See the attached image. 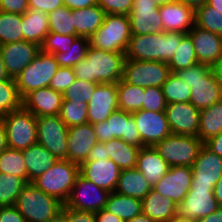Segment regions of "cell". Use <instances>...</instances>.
I'll list each match as a JSON object with an SVG mask.
<instances>
[{
  "label": "cell",
  "instance_id": "obj_1",
  "mask_svg": "<svg viewBox=\"0 0 222 222\" xmlns=\"http://www.w3.org/2000/svg\"><path fill=\"white\" fill-rule=\"evenodd\" d=\"M124 53L90 46L87 55L73 69L76 78L95 83H118L123 78Z\"/></svg>",
  "mask_w": 222,
  "mask_h": 222
},
{
  "label": "cell",
  "instance_id": "obj_2",
  "mask_svg": "<svg viewBox=\"0 0 222 222\" xmlns=\"http://www.w3.org/2000/svg\"><path fill=\"white\" fill-rule=\"evenodd\" d=\"M185 35L182 32L164 31L145 35L131 34L125 57L132 60L169 63Z\"/></svg>",
  "mask_w": 222,
  "mask_h": 222
},
{
  "label": "cell",
  "instance_id": "obj_3",
  "mask_svg": "<svg viewBox=\"0 0 222 222\" xmlns=\"http://www.w3.org/2000/svg\"><path fill=\"white\" fill-rule=\"evenodd\" d=\"M191 89L189 102L202 110L222 101V87L219 85L212 66L197 63L187 69L175 72Z\"/></svg>",
  "mask_w": 222,
  "mask_h": 222
},
{
  "label": "cell",
  "instance_id": "obj_4",
  "mask_svg": "<svg viewBox=\"0 0 222 222\" xmlns=\"http://www.w3.org/2000/svg\"><path fill=\"white\" fill-rule=\"evenodd\" d=\"M63 203L28 183L17 197L15 207L26 222H50L62 212Z\"/></svg>",
  "mask_w": 222,
  "mask_h": 222
},
{
  "label": "cell",
  "instance_id": "obj_5",
  "mask_svg": "<svg viewBox=\"0 0 222 222\" xmlns=\"http://www.w3.org/2000/svg\"><path fill=\"white\" fill-rule=\"evenodd\" d=\"M79 174L80 165L68 159H59L32 183L65 204Z\"/></svg>",
  "mask_w": 222,
  "mask_h": 222
},
{
  "label": "cell",
  "instance_id": "obj_6",
  "mask_svg": "<svg viewBox=\"0 0 222 222\" xmlns=\"http://www.w3.org/2000/svg\"><path fill=\"white\" fill-rule=\"evenodd\" d=\"M131 38L128 15L106 14L103 24L89 38L96 49L126 53Z\"/></svg>",
  "mask_w": 222,
  "mask_h": 222
},
{
  "label": "cell",
  "instance_id": "obj_7",
  "mask_svg": "<svg viewBox=\"0 0 222 222\" xmlns=\"http://www.w3.org/2000/svg\"><path fill=\"white\" fill-rule=\"evenodd\" d=\"M59 63L53 54L40 51L24 70L15 78L20 97L40 88L48 87L56 74Z\"/></svg>",
  "mask_w": 222,
  "mask_h": 222
},
{
  "label": "cell",
  "instance_id": "obj_8",
  "mask_svg": "<svg viewBox=\"0 0 222 222\" xmlns=\"http://www.w3.org/2000/svg\"><path fill=\"white\" fill-rule=\"evenodd\" d=\"M203 145L198 137L171 134L153 147L170 167H174L192 166Z\"/></svg>",
  "mask_w": 222,
  "mask_h": 222
},
{
  "label": "cell",
  "instance_id": "obj_9",
  "mask_svg": "<svg viewBox=\"0 0 222 222\" xmlns=\"http://www.w3.org/2000/svg\"><path fill=\"white\" fill-rule=\"evenodd\" d=\"M8 148L24 150L37 143L36 117L23 106L2 117Z\"/></svg>",
  "mask_w": 222,
  "mask_h": 222
},
{
  "label": "cell",
  "instance_id": "obj_10",
  "mask_svg": "<svg viewBox=\"0 0 222 222\" xmlns=\"http://www.w3.org/2000/svg\"><path fill=\"white\" fill-rule=\"evenodd\" d=\"M97 140L105 143L111 139H122L128 144L142 147V140L131 113L124 110L114 111L109 118L93 125Z\"/></svg>",
  "mask_w": 222,
  "mask_h": 222
},
{
  "label": "cell",
  "instance_id": "obj_11",
  "mask_svg": "<svg viewBox=\"0 0 222 222\" xmlns=\"http://www.w3.org/2000/svg\"><path fill=\"white\" fill-rule=\"evenodd\" d=\"M170 74L168 63L126 59L122 79L142 88L153 86L161 88Z\"/></svg>",
  "mask_w": 222,
  "mask_h": 222
},
{
  "label": "cell",
  "instance_id": "obj_12",
  "mask_svg": "<svg viewBox=\"0 0 222 222\" xmlns=\"http://www.w3.org/2000/svg\"><path fill=\"white\" fill-rule=\"evenodd\" d=\"M37 143L58 160L68 159V127L58 115L36 117Z\"/></svg>",
  "mask_w": 222,
  "mask_h": 222
},
{
  "label": "cell",
  "instance_id": "obj_13",
  "mask_svg": "<svg viewBox=\"0 0 222 222\" xmlns=\"http://www.w3.org/2000/svg\"><path fill=\"white\" fill-rule=\"evenodd\" d=\"M109 195L110 192L99 188L79 174L64 205L67 208L96 213L105 208Z\"/></svg>",
  "mask_w": 222,
  "mask_h": 222
},
{
  "label": "cell",
  "instance_id": "obj_14",
  "mask_svg": "<svg viewBox=\"0 0 222 222\" xmlns=\"http://www.w3.org/2000/svg\"><path fill=\"white\" fill-rule=\"evenodd\" d=\"M128 18L131 34L145 35L164 31L159 6L153 0H133Z\"/></svg>",
  "mask_w": 222,
  "mask_h": 222
},
{
  "label": "cell",
  "instance_id": "obj_15",
  "mask_svg": "<svg viewBox=\"0 0 222 222\" xmlns=\"http://www.w3.org/2000/svg\"><path fill=\"white\" fill-rule=\"evenodd\" d=\"M193 179L191 166L170 167L162 179L152 189L163 197L172 199L179 205L188 194Z\"/></svg>",
  "mask_w": 222,
  "mask_h": 222
},
{
  "label": "cell",
  "instance_id": "obj_16",
  "mask_svg": "<svg viewBox=\"0 0 222 222\" xmlns=\"http://www.w3.org/2000/svg\"><path fill=\"white\" fill-rule=\"evenodd\" d=\"M41 51L40 45L19 41L0 45V55L10 78H16Z\"/></svg>",
  "mask_w": 222,
  "mask_h": 222
},
{
  "label": "cell",
  "instance_id": "obj_17",
  "mask_svg": "<svg viewBox=\"0 0 222 222\" xmlns=\"http://www.w3.org/2000/svg\"><path fill=\"white\" fill-rule=\"evenodd\" d=\"M139 131L142 147L154 146L172 133L165 112L139 110L131 113Z\"/></svg>",
  "mask_w": 222,
  "mask_h": 222
},
{
  "label": "cell",
  "instance_id": "obj_18",
  "mask_svg": "<svg viewBox=\"0 0 222 222\" xmlns=\"http://www.w3.org/2000/svg\"><path fill=\"white\" fill-rule=\"evenodd\" d=\"M164 112L172 134L198 137L200 110L190 102L167 104Z\"/></svg>",
  "mask_w": 222,
  "mask_h": 222
},
{
  "label": "cell",
  "instance_id": "obj_19",
  "mask_svg": "<svg viewBox=\"0 0 222 222\" xmlns=\"http://www.w3.org/2000/svg\"><path fill=\"white\" fill-rule=\"evenodd\" d=\"M213 191L214 188L191 187L178 205V214L196 221L210 215L219 207Z\"/></svg>",
  "mask_w": 222,
  "mask_h": 222
},
{
  "label": "cell",
  "instance_id": "obj_20",
  "mask_svg": "<svg viewBox=\"0 0 222 222\" xmlns=\"http://www.w3.org/2000/svg\"><path fill=\"white\" fill-rule=\"evenodd\" d=\"M191 167L193 171L191 187L214 188L222 176V157L203 145Z\"/></svg>",
  "mask_w": 222,
  "mask_h": 222
},
{
  "label": "cell",
  "instance_id": "obj_21",
  "mask_svg": "<svg viewBox=\"0 0 222 222\" xmlns=\"http://www.w3.org/2000/svg\"><path fill=\"white\" fill-rule=\"evenodd\" d=\"M118 109L117 84L99 83L88 103V123L104 122Z\"/></svg>",
  "mask_w": 222,
  "mask_h": 222
},
{
  "label": "cell",
  "instance_id": "obj_22",
  "mask_svg": "<svg viewBox=\"0 0 222 222\" xmlns=\"http://www.w3.org/2000/svg\"><path fill=\"white\" fill-rule=\"evenodd\" d=\"M164 32L187 34L195 26V9L179 1L159 6Z\"/></svg>",
  "mask_w": 222,
  "mask_h": 222
},
{
  "label": "cell",
  "instance_id": "obj_23",
  "mask_svg": "<svg viewBox=\"0 0 222 222\" xmlns=\"http://www.w3.org/2000/svg\"><path fill=\"white\" fill-rule=\"evenodd\" d=\"M121 169L109 158L85 161L80 165V174L99 188L114 192Z\"/></svg>",
  "mask_w": 222,
  "mask_h": 222
},
{
  "label": "cell",
  "instance_id": "obj_24",
  "mask_svg": "<svg viewBox=\"0 0 222 222\" xmlns=\"http://www.w3.org/2000/svg\"><path fill=\"white\" fill-rule=\"evenodd\" d=\"M98 143L90 123L68 128V160L81 165L88 159L90 150Z\"/></svg>",
  "mask_w": 222,
  "mask_h": 222
},
{
  "label": "cell",
  "instance_id": "obj_25",
  "mask_svg": "<svg viewBox=\"0 0 222 222\" xmlns=\"http://www.w3.org/2000/svg\"><path fill=\"white\" fill-rule=\"evenodd\" d=\"M63 96L52 88L44 87L28 93L22 99V106L35 117L59 115Z\"/></svg>",
  "mask_w": 222,
  "mask_h": 222
},
{
  "label": "cell",
  "instance_id": "obj_26",
  "mask_svg": "<svg viewBox=\"0 0 222 222\" xmlns=\"http://www.w3.org/2000/svg\"><path fill=\"white\" fill-rule=\"evenodd\" d=\"M194 44L198 63L212 66L222 55V36L194 26L187 33Z\"/></svg>",
  "mask_w": 222,
  "mask_h": 222
},
{
  "label": "cell",
  "instance_id": "obj_27",
  "mask_svg": "<svg viewBox=\"0 0 222 222\" xmlns=\"http://www.w3.org/2000/svg\"><path fill=\"white\" fill-rule=\"evenodd\" d=\"M136 168L153 187L167 173L170 166L154 147L144 146L139 150Z\"/></svg>",
  "mask_w": 222,
  "mask_h": 222
},
{
  "label": "cell",
  "instance_id": "obj_28",
  "mask_svg": "<svg viewBox=\"0 0 222 222\" xmlns=\"http://www.w3.org/2000/svg\"><path fill=\"white\" fill-rule=\"evenodd\" d=\"M22 156L27 168L28 183H32L58 160L39 143L30 145L27 149L22 150Z\"/></svg>",
  "mask_w": 222,
  "mask_h": 222
},
{
  "label": "cell",
  "instance_id": "obj_29",
  "mask_svg": "<svg viewBox=\"0 0 222 222\" xmlns=\"http://www.w3.org/2000/svg\"><path fill=\"white\" fill-rule=\"evenodd\" d=\"M142 213L157 222H168L178 213V205L172 199L151 191L141 200Z\"/></svg>",
  "mask_w": 222,
  "mask_h": 222
},
{
  "label": "cell",
  "instance_id": "obj_30",
  "mask_svg": "<svg viewBox=\"0 0 222 222\" xmlns=\"http://www.w3.org/2000/svg\"><path fill=\"white\" fill-rule=\"evenodd\" d=\"M152 189V186L137 169L120 171L117 186L114 192L142 200Z\"/></svg>",
  "mask_w": 222,
  "mask_h": 222
},
{
  "label": "cell",
  "instance_id": "obj_31",
  "mask_svg": "<svg viewBox=\"0 0 222 222\" xmlns=\"http://www.w3.org/2000/svg\"><path fill=\"white\" fill-rule=\"evenodd\" d=\"M106 13L93 5L83 9H73L75 35L90 38L103 24Z\"/></svg>",
  "mask_w": 222,
  "mask_h": 222
},
{
  "label": "cell",
  "instance_id": "obj_32",
  "mask_svg": "<svg viewBox=\"0 0 222 222\" xmlns=\"http://www.w3.org/2000/svg\"><path fill=\"white\" fill-rule=\"evenodd\" d=\"M23 40L42 45L49 33L48 14L29 9L22 15Z\"/></svg>",
  "mask_w": 222,
  "mask_h": 222
},
{
  "label": "cell",
  "instance_id": "obj_33",
  "mask_svg": "<svg viewBox=\"0 0 222 222\" xmlns=\"http://www.w3.org/2000/svg\"><path fill=\"white\" fill-rule=\"evenodd\" d=\"M104 144L109 158L121 170L136 168L137 156L141 147L128 144L122 139H111Z\"/></svg>",
  "mask_w": 222,
  "mask_h": 222
},
{
  "label": "cell",
  "instance_id": "obj_34",
  "mask_svg": "<svg viewBox=\"0 0 222 222\" xmlns=\"http://www.w3.org/2000/svg\"><path fill=\"white\" fill-rule=\"evenodd\" d=\"M104 209L128 222L135 216L142 214V203L138 198L111 192Z\"/></svg>",
  "mask_w": 222,
  "mask_h": 222
},
{
  "label": "cell",
  "instance_id": "obj_35",
  "mask_svg": "<svg viewBox=\"0 0 222 222\" xmlns=\"http://www.w3.org/2000/svg\"><path fill=\"white\" fill-rule=\"evenodd\" d=\"M222 132V101L200 110L198 138L205 143Z\"/></svg>",
  "mask_w": 222,
  "mask_h": 222
},
{
  "label": "cell",
  "instance_id": "obj_36",
  "mask_svg": "<svg viewBox=\"0 0 222 222\" xmlns=\"http://www.w3.org/2000/svg\"><path fill=\"white\" fill-rule=\"evenodd\" d=\"M117 84L118 108L133 113L142 109L145 88L131 85L121 79Z\"/></svg>",
  "mask_w": 222,
  "mask_h": 222
},
{
  "label": "cell",
  "instance_id": "obj_37",
  "mask_svg": "<svg viewBox=\"0 0 222 222\" xmlns=\"http://www.w3.org/2000/svg\"><path fill=\"white\" fill-rule=\"evenodd\" d=\"M22 15L0 11V45L23 41Z\"/></svg>",
  "mask_w": 222,
  "mask_h": 222
},
{
  "label": "cell",
  "instance_id": "obj_38",
  "mask_svg": "<svg viewBox=\"0 0 222 222\" xmlns=\"http://www.w3.org/2000/svg\"><path fill=\"white\" fill-rule=\"evenodd\" d=\"M197 56L194 49V44L191 37L186 34L168 63L171 73L187 69L197 64Z\"/></svg>",
  "mask_w": 222,
  "mask_h": 222
},
{
  "label": "cell",
  "instance_id": "obj_39",
  "mask_svg": "<svg viewBox=\"0 0 222 222\" xmlns=\"http://www.w3.org/2000/svg\"><path fill=\"white\" fill-rule=\"evenodd\" d=\"M28 182L15 175L0 172V206H14Z\"/></svg>",
  "mask_w": 222,
  "mask_h": 222
},
{
  "label": "cell",
  "instance_id": "obj_40",
  "mask_svg": "<svg viewBox=\"0 0 222 222\" xmlns=\"http://www.w3.org/2000/svg\"><path fill=\"white\" fill-rule=\"evenodd\" d=\"M69 127L88 123V103L84 101H62L58 115Z\"/></svg>",
  "mask_w": 222,
  "mask_h": 222
},
{
  "label": "cell",
  "instance_id": "obj_41",
  "mask_svg": "<svg viewBox=\"0 0 222 222\" xmlns=\"http://www.w3.org/2000/svg\"><path fill=\"white\" fill-rule=\"evenodd\" d=\"M89 47V38L77 36L71 47L65 49V52L55 53L54 56L60 67L73 68L86 57Z\"/></svg>",
  "mask_w": 222,
  "mask_h": 222
},
{
  "label": "cell",
  "instance_id": "obj_42",
  "mask_svg": "<svg viewBox=\"0 0 222 222\" xmlns=\"http://www.w3.org/2000/svg\"><path fill=\"white\" fill-rule=\"evenodd\" d=\"M49 32L60 35H75L73 9L63 5L48 13Z\"/></svg>",
  "mask_w": 222,
  "mask_h": 222
},
{
  "label": "cell",
  "instance_id": "obj_43",
  "mask_svg": "<svg viewBox=\"0 0 222 222\" xmlns=\"http://www.w3.org/2000/svg\"><path fill=\"white\" fill-rule=\"evenodd\" d=\"M166 103H186L190 100L191 89L175 73H171L161 86Z\"/></svg>",
  "mask_w": 222,
  "mask_h": 222
},
{
  "label": "cell",
  "instance_id": "obj_44",
  "mask_svg": "<svg viewBox=\"0 0 222 222\" xmlns=\"http://www.w3.org/2000/svg\"><path fill=\"white\" fill-rule=\"evenodd\" d=\"M0 172L22 177L27 181V168L22 150L6 148L0 153Z\"/></svg>",
  "mask_w": 222,
  "mask_h": 222
},
{
  "label": "cell",
  "instance_id": "obj_45",
  "mask_svg": "<svg viewBox=\"0 0 222 222\" xmlns=\"http://www.w3.org/2000/svg\"><path fill=\"white\" fill-rule=\"evenodd\" d=\"M22 106L14 78L0 81V118Z\"/></svg>",
  "mask_w": 222,
  "mask_h": 222
},
{
  "label": "cell",
  "instance_id": "obj_46",
  "mask_svg": "<svg viewBox=\"0 0 222 222\" xmlns=\"http://www.w3.org/2000/svg\"><path fill=\"white\" fill-rule=\"evenodd\" d=\"M195 26L222 36V13L205 3L195 9Z\"/></svg>",
  "mask_w": 222,
  "mask_h": 222
},
{
  "label": "cell",
  "instance_id": "obj_47",
  "mask_svg": "<svg viewBox=\"0 0 222 222\" xmlns=\"http://www.w3.org/2000/svg\"><path fill=\"white\" fill-rule=\"evenodd\" d=\"M98 84L76 78L74 83L62 93L63 101H84L89 103Z\"/></svg>",
  "mask_w": 222,
  "mask_h": 222
},
{
  "label": "cell",
  "instance_id": "obj_48",
  "mask_svg": "<svg viewBox=\"0 0 222 222\" xmlns=\"http://www.w3.org/2000/svg\"><path fill=\"white\" fill-rule=\"evenodd\" d=\"M77 35H60L49 32L42 43L41 51L48 54L65 52V49L71 47Z\"/></svg>",
  "mask_w": 222,
  "mask_h": 222
},
{
  "label": "cell",
  "instance_id": "obj_49",
  "mask_svg": "<svg viewBox=\"0 0 222 222\" xmlns=\"http://www.w3.org/2000/svg\"><path fill=\"white\" fill-rule=\"evenodd\" d=\"M142 109L151 112H164L167 106L165 97L160 87H146Z\"/></svg>",
  "mask_w": 222,
  "mask_h": 222
},
{
  "label": "cell",
  "instance_id": "obj_50",
  "mask_svg": "<svg viewBox=\"0 0 222 222\" xmlns=\"http://www.w3.org/2000/svg\"><path fill=\"white\" fill-rule=\"evenodd\" d=\"M76 79L74 69L71 67H59L56 74L51 79L49 87L53 90L63 93Z\"/></svg>",
  "mask_w": 222,
  "mask_h": 222
},
{
  "label": "cell",
  "instance_id": "obj_51",
  "mask_svg": "<svg viewBox=\"0 0 222 222\" xmlns=\"http://www.w3.org/2000/svg\"><path fill=\"white\" fill-rule=\"evenodd\" d=\"M97 4L106 14L128 15L133 0H98Z\"/></svg>",
  "mask_w": 222,
  "mask_h": 222
},
{
  "label": "cell",
  "instance_id": "obj_52",
  "mask_svg": "<svg viewBox=\"0 0 222 222\" xmlns=\"http://www.w3.org/2000/svg\"><path fill=\"white\" fill-rule=\"evenodd\" d=\"M62 212L66 215L68 222H97L93 212L79 211L67 208L65 205H63Z\"/></svg>",
  "mask_w": 222,
  "mask_h": 222
},
{
  "label": "cell",
  "instance_id": "obj_53",
  "mask_svg": "<svg viewBox=\"0 0 222 222\" xmlns=\"http://www.w3.org/2000/svg\"><path fill=\"white\" fill-rule=\"evenodd\" d=\"M29 10L28 0H0V11L24 14Z\"/></svg>",
  "mask_w": 222,
  "mask_h": 222
},
{
  "label": "cell",
  "instance_id": "obj_54",
  "mask_svg": "<svg viewBox=\"0 0 222 222\" xmlns=\"http://www.w3.org/2000/svg\"><path fill=\"white\" fill-rule=\"evenodd\" d=\"M29 9L49 13L64 5L63 0H28Z\"/></svg>",
  "mask_w": 222,
  "mask_h": 222
},
{
  "label": "cell",
  "instance_id": "obj_55",
  "mask_svg": "<svg viewBox=\"0 0 222 222\" xmlns=\"http://www.w3.org/2000/svg\"><path fill=\"white\" fill-rule=\"evenodd\" d=\"M0 222H26L15 206H0Z\"/></svg>",
  "mask_w": 222,
  "mask_h": 222
},
{
  "label": "cell",
  "instance_id": "obj_56",
  "mask_svg": "<svg viewBox=\"0 0 222 222\" xmlns=\"http://www.w3.org/2000/svg\"><path fill=\"white\" fill-rule=\"evenodd\" d=\"M106 146L104 143H96L90 150L88 159L86 161L106 160L109 159V154L106 152Z\"/></svg>",
  "mask_w": 222,
  "mask_h": 222
},
{
  "label": "cell",
  "instance_id": "obj_57",
  "mask_svg": "<svg viewBox=\"0 0 222 222\" xmlns=\"http://www.w3.org/2000/svg\"><path fill=\"white\" fill-rule=\"evenodd\" d=\"M204 145L213 153L222 157V132L207 140Z\"/></svg>",
  "mask_w": 222,
  "mask_h": 222
},
{
  "label": "cell",
  "instance_id": "obj_58",
  "mask_svg": "<svg viewBox=\"0 0 222 222\" xmlns=\"http://www.w3.org/2000/svg\"><path fill=\"white\" fill-rule=\"evenodd\" d=\"M98 0H63L64 5L70 9H83L97 5Z\"/></svg>",
  "mask_w": 222,
  "mask_h": 222
},
{
  "label": "cell",
  "instance_id": "obj_59",
  "mask_svg": "<svg viewBox=\"0 0 222 222\" xmlns=\"http://www.w3.org/2000/svg\"><path fill=\"white\" fill-rule=\"evenodd\" d=\"M97 222H125L106 209H101L95 213Z\"/></svg>",
  "mask_w": 222,
  "mask_h": 222
},
{
  "label": "cell",
  "instance_id": "obj_60",
  "mask_svg": "<svg viewBox=\"0 0 222 222\" xmlns=\"http://www.w3.org/2000/svg\"><path fill=\"white\" fill-rule=\"evenodd\" d=\"M197 222H222V207H218L210 215L198 219Z\"/></svg>",
  "mask_w": 222,
  "mask_h": 222
},
{
  "label": "cell",
  "instance_id": "obj_61",
  "mask_svg": "<svg viewBox=\"0 0 222 222\" xmlns=\"http://www.w3.org/2000/svg\"><path fill=\"white\" fill-rule=\"evenodd\" d=\"M212 71L214 72L219 85L222 87V55L212 65Z\"/></svg>",
  "mask_w": 222,
  "mask_h": 222
},
{
  "label": "cell",
  "instance_id": "obj_62",
  "mask_svg": "<svg viewBox=\"0 0 222 222\" xmlns=\"http://www.w3.org/2000/svg\"><path fill=\"white\" fill-rule=\"evenodd\" d=\"M6 148H8V143H7L5 124L2 118H0V153L4 151Z\"/></svg>",
  "mask_w": 222,
  "mask_h": 222
},
{
  "label": "cell",
  "instance_id": "obj_63",
  "mask_svg": "<svg viewBox=\"0 0 222 222\" xmlns=\"http://www.w3.org/2000/svg\"><path fill=\"white\" fill-rule=\"evenodd\" d=\"M213 192L216 200L218 201L219 207H222V176L220 177L219 181L215 184Z\"/></svg>",
  "mask_w": 222,
  "mask_h": 222
},
{
  "label": "cell",
  "instance_id": "obj_64",
  "mask_svg": "<svg viewBox=\"0 0 222 222\" xmlns=\"http://www.w3.org/2000/svg\"><path fill=\"white\" fill-rule=\"evenodd\" d=\"M187 6H190L194 9H197L200 6H203L208 0H177Z\"/></svg>",
  "mask_w": 222,
  "mask_h": 222
},
{
  "label": "cell",
  "instance_id": "obj_65",
  "mask_svg": "<svg viewBox=\"0 0 222 222\" xmlns=\"http://www.w3.org/2000/svg\"><path fill=\"white\" fill-rule=\"evenodd\" d=\"M128 222H157L155 220H152L151 218H149L147 215H144L143 213L135 216L132 220L128 221Z\"/></svg>",
  "mask_w": 222,
  "mask_h": 222
},
{
  "label": "cell",
  "instance_id": "obj_66",
  "mask_svg": "<svg viewBox=\"0 0 222 222\" xmlns=\"http://www.w3.org/2000/svg\"><path fill=\"white\" fill-rule=\"evenodd\" d=\"M9 75L6 72L5 66L3 64L2 57L0 55V81L9 79Z\"/></svg>",
  "mask_w": 222,
  "mask_h": 222
},
{
  "label": "cell",
  "instance_id": "obj_67",
  "mask_svg": "<svg viewBox=\"0 0 222 222\" xmlns=\"http://www.w3.org/2000/svg\"><path fill=\"white\" fill-rule=\"evenodd\" d=\"M168 222H197L196 220L185 218L180 214H176L173 218H171Z\"/></svg>",
  "mask_w": 222,
  "mask_h": 222
},
{
  "label": "cell",
  "instance_id": "obj_68",
  "mask_svg": "<svg viewBox=\"0 0 222 222\" xmlns=\"http://www.w3.org/2000/svg\"><path fill=\"white\" fill-rule=\"evenodd\" d=\"M207 4L222 13V0H208Z\"/></svg>",
  "mask_w": 222,
  "mask_h": 222
},
{
  "label": "cell",
  "instance_id": "obj_69",
  "mask_svg": "<svg viewBox=\"0 0 222 222\" xmlns=\"http://www.w3.org/2000/svg\"><path fill=\"white\" fill-rule=\"evenodd\" d=\"M50 222H68L66 215L61 212L56 217H54Z\"/></svg>",
  "mask_w": 222,
  "mask_h": 222
},
{
  "label": "cell",
  "instance_id": "obj_70",
  "mask_svg": "<svg viewBox=\"0 0 222 222\" xmlns=\"http://www.w3.org/2000/svg\"><path fill=\"white\" fill-rule=\"evenodd\" d=\"M174 1H176V0H153V2H155L156 5H158V6H162L164 4H168V3L174 2Z\"/></svg>",
  "mask_w": 222,
  "mask_h": 222
}]
</instances>
